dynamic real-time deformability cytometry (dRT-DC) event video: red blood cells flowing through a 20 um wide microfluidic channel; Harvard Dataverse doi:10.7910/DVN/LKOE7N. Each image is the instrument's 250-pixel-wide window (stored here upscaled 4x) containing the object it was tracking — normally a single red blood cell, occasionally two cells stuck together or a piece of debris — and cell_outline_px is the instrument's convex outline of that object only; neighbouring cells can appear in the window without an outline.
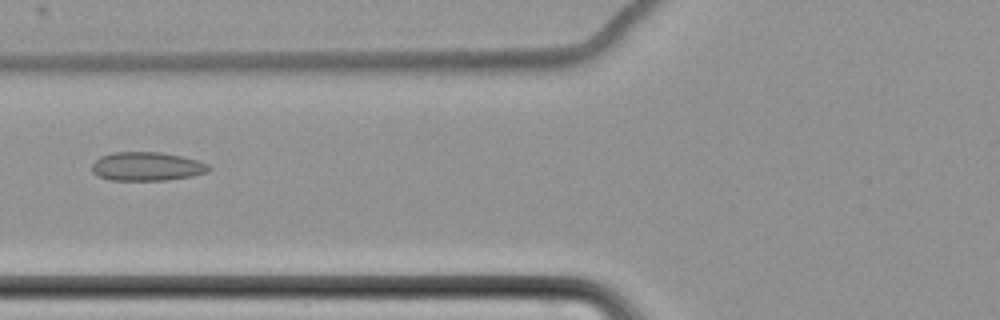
{"species": "common noctule bat (a hibernating species)", "species_latin": "Nyctalus noctula", "temperature_condition": "cold", "stored_images_in_passage": 9, "camera_frame_rate_fps": 3000, "um_per_image_px": 0.085, "animal": {"sex": "female", "body_mass_g": 22.7, "forearm_length_mm": 54.2}, "frame": {"image": 1, "passage_image": 8, "time_ms": 8.333, "image_size_px": [1000, 320], "cell_outline_px": [[212, 168], [208, 172], [192, 176], [168, 180], [108, 180], [96, 176], [92, 172], [92, 164], [100, 156], [112, 152], [160, 152], [200, 160], [208, 164]], "centroid_in_image_um": [12.48, 14.15], "position_along_channel_um": 113.3, "area_um2": 19.83}}
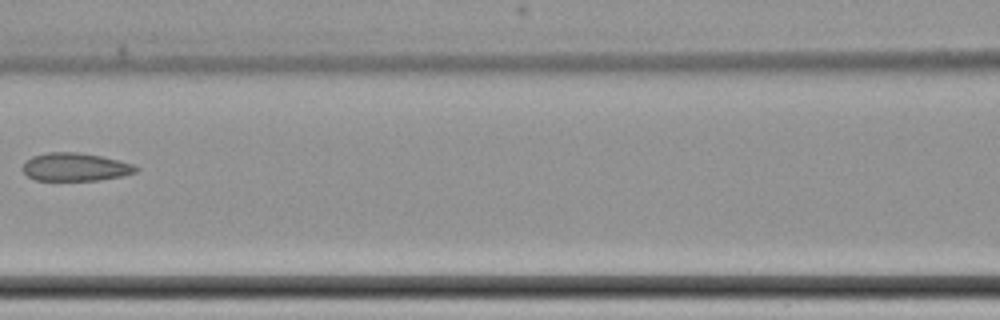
{"frame": {"image": 2, "passage_image": 9, "time_ms": 9.667, "image_size_px": [1000, 320], "cell_outline_px": [[140, 168], [136, 172], [120, 176], [100, 180], [36, 180], [28, 176], [24, 172], [24, 164], [32, 156], [48, 152], [76, 152], [100, 156], [132, 164]], "centroid_in_image_um": [6.4, 14.19], "position_along_channel_um": 160.2, "area_um2": 18.21}}